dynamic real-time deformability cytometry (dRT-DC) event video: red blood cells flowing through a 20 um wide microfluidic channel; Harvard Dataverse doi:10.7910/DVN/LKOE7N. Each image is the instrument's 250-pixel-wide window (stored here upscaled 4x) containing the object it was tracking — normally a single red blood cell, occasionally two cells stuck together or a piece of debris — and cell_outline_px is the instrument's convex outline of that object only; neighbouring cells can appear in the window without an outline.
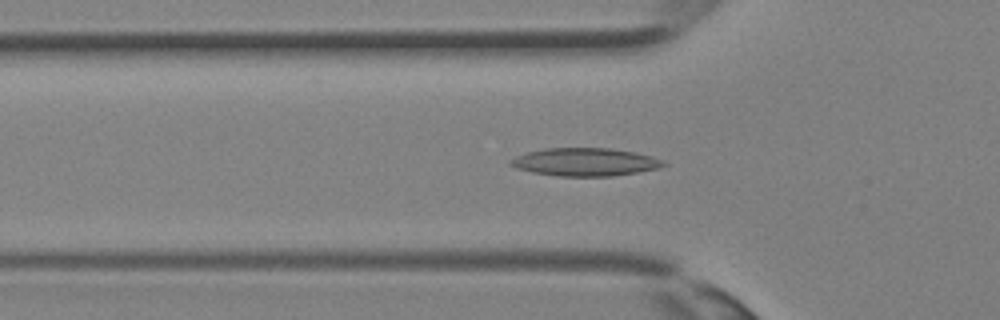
{"species": "Egyptian fruit bat (a non-hibernating species)", "species_latin": "Rousettus aegyptiacus", "temperature_condition": "room temperature", "stored_images_in_passage": 30, "camera_frame_rate_fps": 3000, "um_per_image_px": 0.085, "animal": {"sex": "female"}, "frame": {"image": 1, "passage_image": 5, "time_ms": 1.333, "image_size_px": [1000, 320], "cell_outline_px": [[668, 164], [660, 168], [612, 176], [560, 176], [532, 172], [516, 168], [508, 164], [508, 160], [516, 156], [528, 152], [544, 148], [612, 148], [636, 152], [652, 156], [664, 160]], "centroid_in_image_um": [49.75, 13.76], "position_along_channel_um": 76.1, "area_um2": 25.09}}
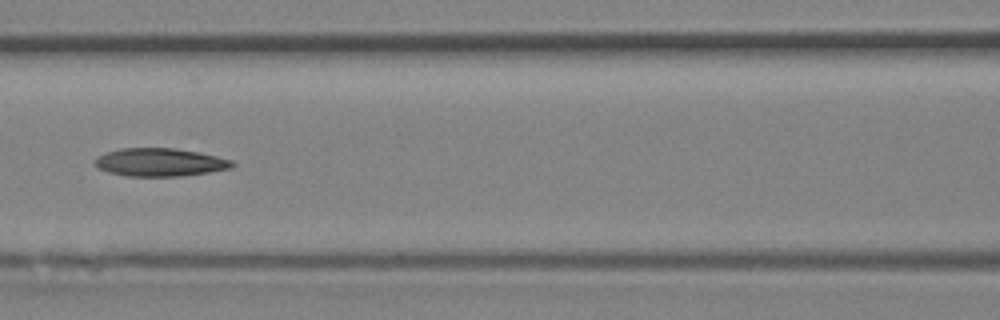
{"frame": {"image": 2, "passage_image": 9, "time_ms": 2.667, "image_size_px": [1000, 320], "cell_outline_px": [[236, 164], [232, 168], [208, 172], [180, 176], [124, 176], [108, 172], [96, 168], [92, 164], [92, 160], [96, 156], [120, 148], [176, 148], [200, 152], [232, 160]], "centroid_in_image_um": [13.54, 13.79], "position_along_channel_um": 153.1, "area_um2": 22.77}}
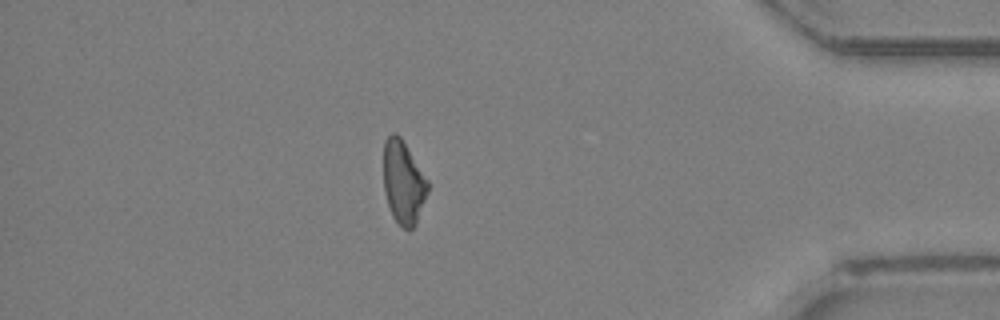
{"frame": {"image": 3, "passage_image": 24, "time_ms": 7.667, "image_size_px": [1000, 320], "cell_outline_px": [[428, 192], [416, 224], [408, 232], [396, 224], [392, 216], [384, 192], [384, 140], [392, 132], [396, 132], [400, 136], [428, 180]], "centroid_in_image_um": [34.28, 15.54], "position_along_channel_um": 400.9, "area_um2": 21.62}}